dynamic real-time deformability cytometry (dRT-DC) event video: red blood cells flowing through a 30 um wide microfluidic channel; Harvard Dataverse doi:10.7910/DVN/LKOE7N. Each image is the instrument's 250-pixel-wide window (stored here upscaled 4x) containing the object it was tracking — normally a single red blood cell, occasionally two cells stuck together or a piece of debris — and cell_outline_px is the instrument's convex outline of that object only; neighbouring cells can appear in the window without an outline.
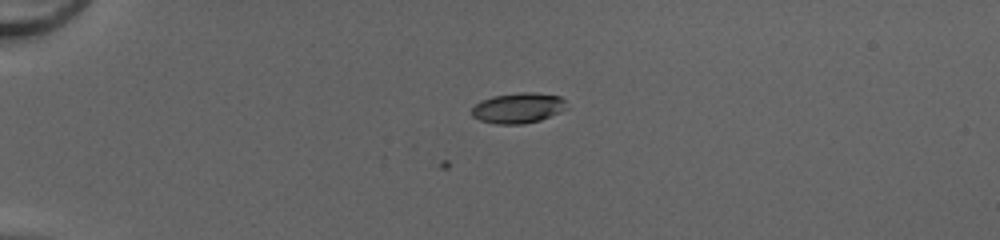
{"species": "common noctule bat (a hibernating species)", "species_latin": "Nyctalus noctula", "temperature_condition": "cold", "stored_images_in_passage": 6, "camera_frame_rate_fps": 3000, "um_per_image_px": 0.085, "animal": {"sex": "female", "body_mass_g": 20.0, "forearm_length_mm": 54.0}, "frame": {"image": 1, "passage_image": 1, "time_ms": 0.0, "image_size_px": [1000, 240], "cell_outline_px": [[568, 108], [560, 112], [540, 120], [524, 124], [496, 124], [480, 120], [472, 116], [472, 108], [480, 100], [492, 96], [520, 92], [536, 92], [560, 96], [564, 100]], "centroid_in_image_um": [44.05, 9.17], "position_along_channel_um": 41.0, "area_um2": 16.94}}